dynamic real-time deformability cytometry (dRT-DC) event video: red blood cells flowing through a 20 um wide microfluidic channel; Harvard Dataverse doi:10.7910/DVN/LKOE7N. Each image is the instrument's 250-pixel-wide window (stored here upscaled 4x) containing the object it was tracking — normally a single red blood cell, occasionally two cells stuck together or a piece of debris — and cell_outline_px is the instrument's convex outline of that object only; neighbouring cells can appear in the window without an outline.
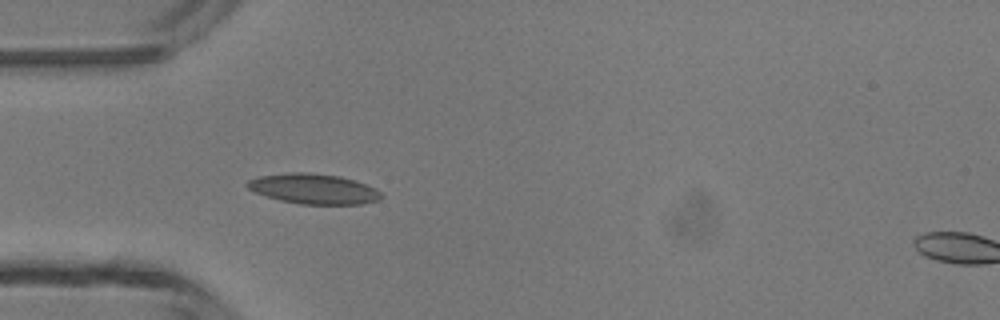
{"species": "common noctule bat (a hibernating species)", "species_latin": "Nyctalus noctula", "temperature_condition": "room temperature", "stored_images_in_passage": 4, "camera_frame_rate_fps": 3000, "um_per_image_px": 0.085, "animal": {"sex": "male", "body_mass_g": 13.3}, "frame": {"image": 1, "passage_image": 3, "time_ms": 2.333, "image_size_px": [1000, 320], "cell_outline_px": [[384, 196], [380, 200], [364, 204], [300, 204], [280, 200], [256, 192], [248, 188], [244, 184], [248, 180], [260, 176], [288, 172], [308, 172], [340, 176], [376, 188]], "centroid_in_image_um": [26.68, 16.05], "position_along_channel_um": 58.3, "area_um2": 23.52}}